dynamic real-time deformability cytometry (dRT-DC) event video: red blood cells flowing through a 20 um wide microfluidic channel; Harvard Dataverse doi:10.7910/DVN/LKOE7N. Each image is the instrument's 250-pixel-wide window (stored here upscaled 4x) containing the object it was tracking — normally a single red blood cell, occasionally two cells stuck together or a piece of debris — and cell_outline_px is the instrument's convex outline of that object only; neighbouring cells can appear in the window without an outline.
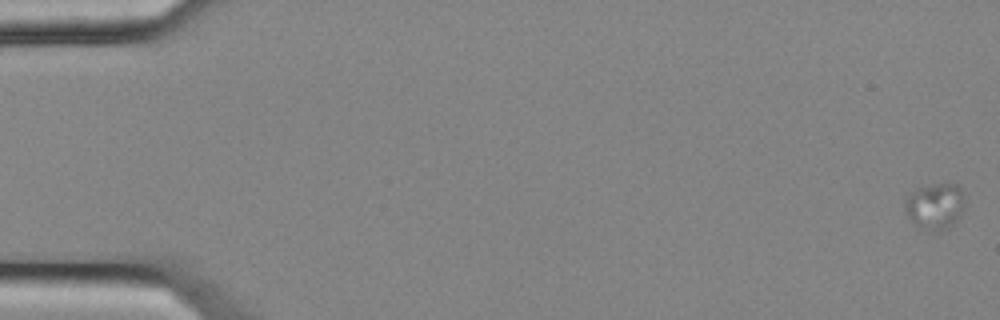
{"species": "common noctule bat (a hibernating species)", "species_latin": "Nyctalus noctula", "temperature_condition": "cold", "stored_images_in_passage": 56, "camera_frame_rate_fps": 3000, "um_per_image_px": 0.085, "animal": {"sex": "female", "body_mass_g": 25.1}, "frame": {"image": 1, "passage_image": 1, "time_ms": 0.0, "image_size_px": [1000, 320], "cell_outline_px": [[964, 204], [956, 220], [948, 228], [940, 232], [920, 228], [908, 216], [904, 208], [904, 200], [916, 188], [932, 184], [956, 184], [960, 188], [964, 196]], "centroid_in_image_um": [79.46, 17.52], "position_along_channel_um": 5.5, "area_um2": 15.95}}
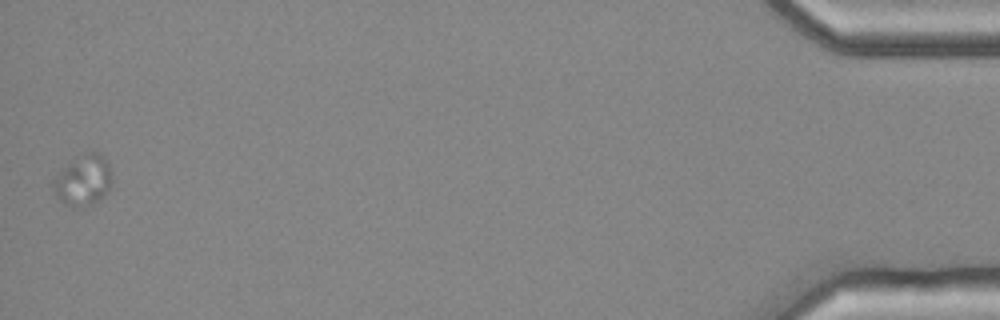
{"frame": {"image": 2, "passage_image": 56, "time_ms": 18.333, "image_size_px": [1000, 320], "cell_outline_px": [[112, 184], [104, 196], [100, 200], [76, 208], [72, 208], [64, 204], [56, 196], [52, 188], [52, 180], [64, 168], [88, 152], [96, 148], [100, 152], [108, 164], [112, 176]], "centroid_in_image_um": [7.09, 15.35], "position_along_channel_um": 428.1, "area_um2": 17.22}}